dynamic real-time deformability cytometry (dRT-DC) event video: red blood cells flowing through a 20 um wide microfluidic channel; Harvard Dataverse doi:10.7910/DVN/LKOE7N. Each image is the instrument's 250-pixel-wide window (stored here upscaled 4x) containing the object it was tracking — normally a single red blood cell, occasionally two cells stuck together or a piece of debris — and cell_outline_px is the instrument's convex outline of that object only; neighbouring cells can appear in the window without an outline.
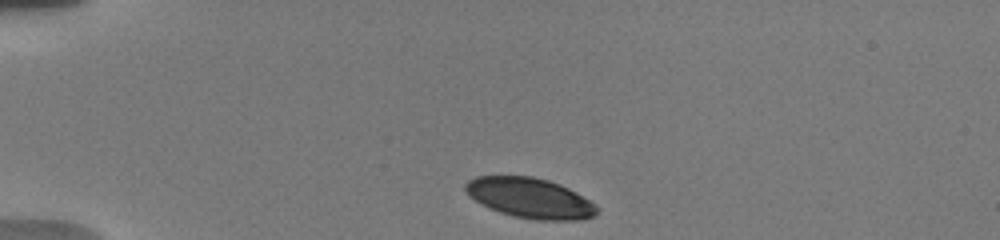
{"species": "human", "species_latin": "Homo sapiens", "temperature_condition": "warm", "stored_images_in_passage": 9, "camera_frame_rate_fps": 3000, "um_per_image_px": 0.085, "donor": {"sex": "male"}, "frame": {"image": 1, "passage_image": 1, "time_ms": 0.0, "image_size_px": [1000, 240], "cell_outline_px": [[600, 208], [596, 216], [580, 220], [536, 220], [512, 216], [500, 212], [480, 204], [468, 196], [464, 188], [464, 184], [468, 180], [476, 176], [532, 176], [548, 180], [560, 184], [576, 192], [596, 204]], "centroid_in_image_um": [45.06, 16.84], "position_along_channel_um": 39.9, "area_um2": 31.15}}
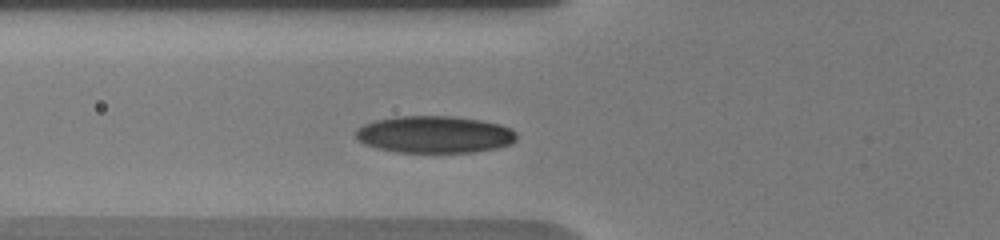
{"frame": {"image": 2, "passage_image": 7, "time_ms": 2.667, "image_size_px": [1000, 240], "cell_outline_px": [[516, 140], [512, 144], [496, 148], [472, 152], [396, 152], [376, 148], [364, 144], [356, 136], [356, 128], [364, 124], [376, 120], [396, 116], [456, 116], [480, 120], [500, 124], [516, 132]], "centroid_in_image_um": [36.93, 11.43], "position_along_channel_um": 88.9, "area_um2": 34.8}}
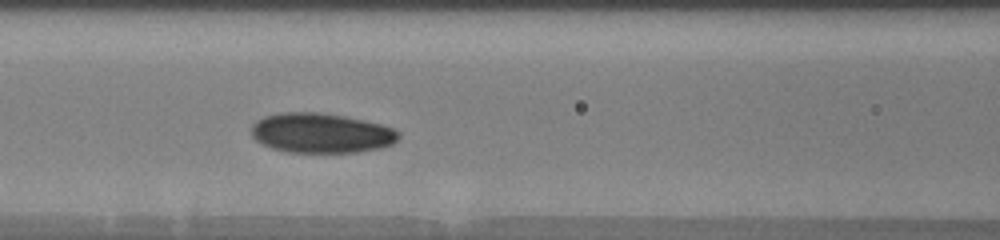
{"frame": {"image": 3, "passage_image": 9, "time_ms": 4.0, "image_size_px": [1000, 240], "cell_outline_px": [[400, 136], [392, 144], [380, 148], [356, 152], [288, 152], [272, 148], [256, 140], [252, 136], [252, 124], [256, 120], [264, 116], [280, 112], [320, 112], [344, 116], [364, 120], [380, 124], [392, 128], [400, 132]], "centroid_in_image_um": [27.29, 11.3], "position_along_channel_um": 139.3, "area_um2": 34.16}}